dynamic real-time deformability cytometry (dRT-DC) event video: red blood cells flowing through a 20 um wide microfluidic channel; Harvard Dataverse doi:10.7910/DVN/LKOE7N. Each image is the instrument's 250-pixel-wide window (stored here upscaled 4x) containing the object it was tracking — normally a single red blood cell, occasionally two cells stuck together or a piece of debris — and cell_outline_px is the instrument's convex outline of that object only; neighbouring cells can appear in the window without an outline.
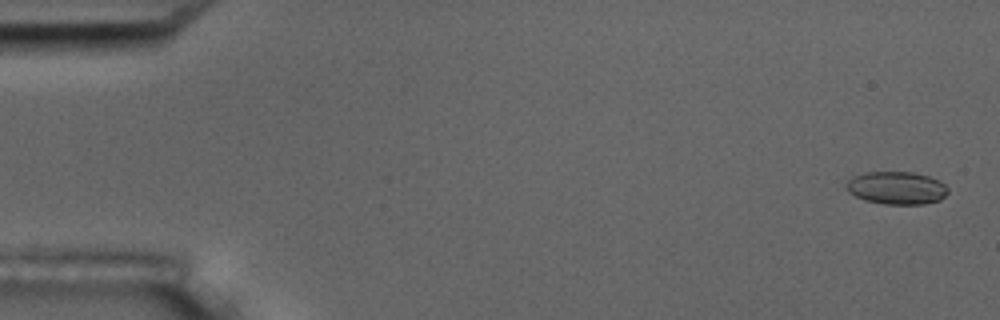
{"species": "common noctule bat (a hibernating species)", "species_latin": "Nyctalus noctula", "temperature_condition": "room temperature", "stored_images_in_passage": 52, "camera_frame_rate_fps": 3000, "um_per_image_px": 0.085, "animal": {"sex": "male", "body_mass_g": 17.5, "forearm_length_mm": 52.3}, "frame": {"image": 1, "passage_image": 2, "time_ms": 0.333, "image_size_px": [1000, 320], "cell_outline_px": [[948, 192], [940, 200], [924, 204], [884, 204], [864, 200], [848, 192], [848, 180], [852, 176], [864, 172], [912, 172], [928, 176], [940, 180], [948, 188]], "centroid_in_image_um": [76.23, 15.97], "position_along_channel_um": 8.8, "area_um2": 19.42}}
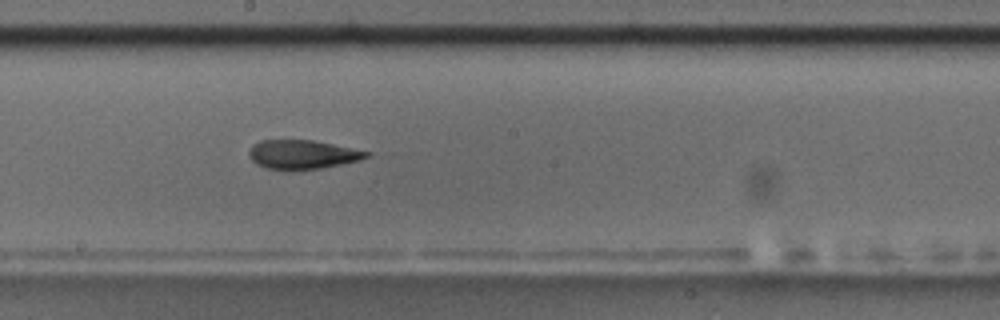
{"frame": {"image": 2, "passage_image": 31, "time_ms": 10.0, "image_size_px": [1000, 320], "cell_outline_px": [[372, 152], [368, 156], [360, 160], [320, 168], [288, 172], [268, 168], [256, 164], [248, 156], [248, 152], [252, 144], [260, 140], [312, 140]], "centroid_in_image_um": [25.65, 13.15], "position_along_channel_um": 222.5, "area_um2": 20.11}}
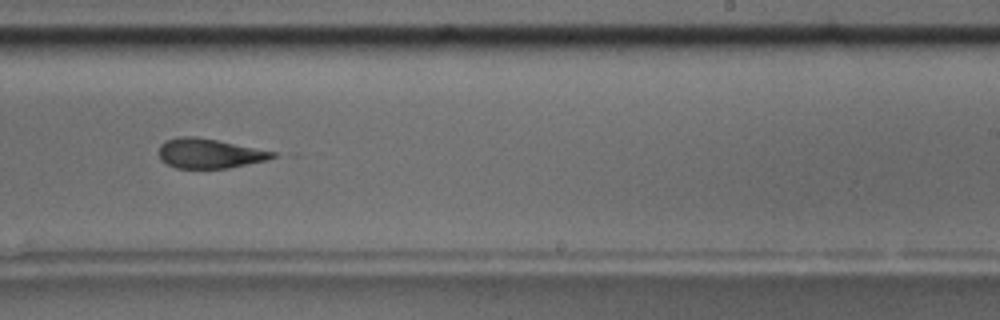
{"frame": {"image": 3, "passage_image": 35, "time_ms": 11.333, "image_size_px": [1000, 320], "cell_outline_px": [[276, 156], [268, 160], [228, 168], [176, 168], [160, 160], [160, 144], [164, 140], [180, 136], [196, 136], [276, 152]], "centroid_in_image_um": [17.78, 13.04], "position_along_channel_um": 271.2, "area_um2": 19.59}, "authors_computed_cell_mechanics": {"area_um2": 20.1433, "velocity_mm_per_s": 3.6575, "shape_relaxation_time_tau1_ms": null, "shape_relaxation_time_tau2_ms": 4.1051, "deformation_change_tau1": null, "deformation_change_tau2": 0.1451}}